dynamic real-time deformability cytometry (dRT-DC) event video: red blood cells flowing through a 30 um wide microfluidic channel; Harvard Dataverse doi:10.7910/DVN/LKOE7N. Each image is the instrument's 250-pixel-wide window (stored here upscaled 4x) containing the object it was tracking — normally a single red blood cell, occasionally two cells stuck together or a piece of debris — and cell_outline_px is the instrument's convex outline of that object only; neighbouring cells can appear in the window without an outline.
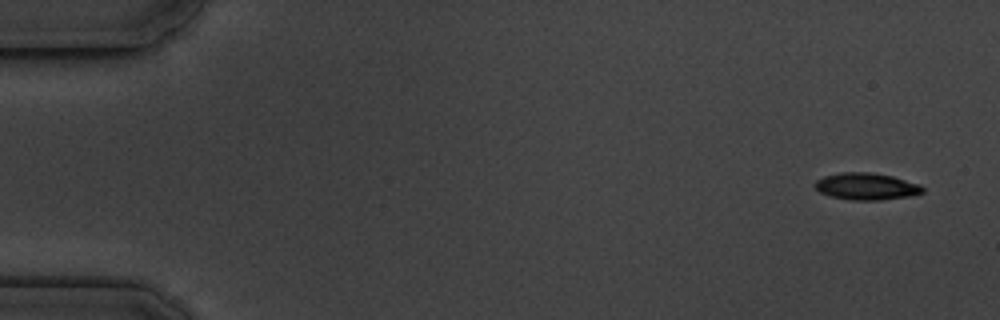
{"species": "common noctule bat (a hibernating species)", "species_latin": "Nyctalus noctula", "temperature_condition": "cold", "stored_images_in_passage": 5, "camera_frame_rate_fps": 3000, "um_per_image_px": 0.085, "animal": {"sex": "male", "body_mass_g": 19.5, "forearm_length_mm": 54.6}, "frame": {"image": 1, "passage_image": 1, "time_ms": 0.0, "image_size_px": [1000, 320], "cell_outline_px": [[924, 192], [908, 196], [880, 200], [852, 200], [832, 196], [820, 192], [812, 184], [816, 180], [824, 176], [840, 172], [868, 172], [892, 176], [920, 184], [924, 188]], "centroid_in_image_um": [73.63, 15.83], "position_along_channel_um": 11.4, "area_um2": 16.82}}
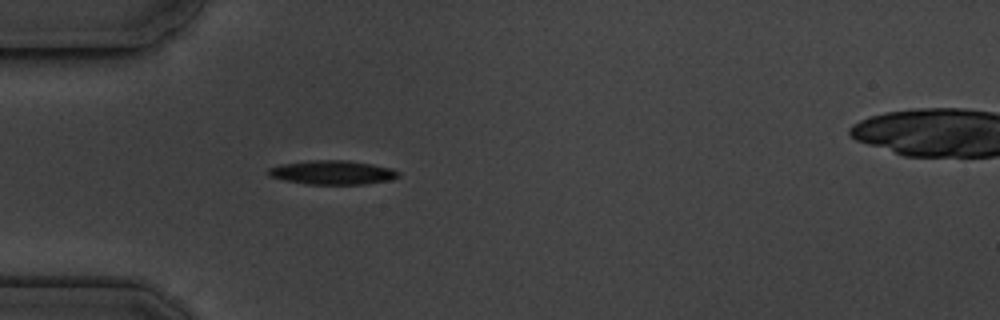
{"frame": {"image": 2, "passage_image": 5, "time_ms": 4.667, "image_size_px": [1000, 320], "cell_outline_px": [[400, 176], [392, 180], [364, 184], [308, 184], [284, 180], [268, 176], [264, 172], [268, 168], [280, 164], [308, 160], [348, 160], [372, 164], [392, 168], [400, 172]], "centroid_in_image_um": [28.24, 14.65], "position_along_channel_um": 56.8, "area_um2": 18.5}}